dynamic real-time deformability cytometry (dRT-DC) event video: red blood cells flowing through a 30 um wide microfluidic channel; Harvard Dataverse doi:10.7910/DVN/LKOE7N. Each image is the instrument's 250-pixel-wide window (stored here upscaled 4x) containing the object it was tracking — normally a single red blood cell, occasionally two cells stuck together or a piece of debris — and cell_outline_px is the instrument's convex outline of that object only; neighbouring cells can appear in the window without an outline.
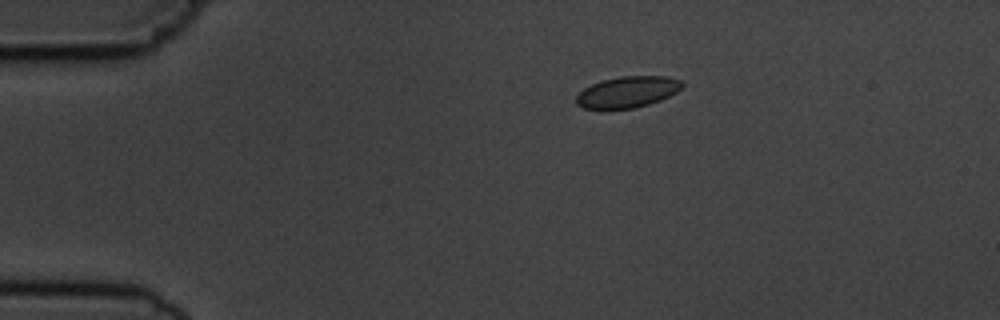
{"species": "common noctule bat (a hibernating species)", "species_latin": "Nyctalus noctula", "temperature_condition": "cold", "stored_images_in_passage": 7, "camera_frame_rate_fps": 3000, "um_per_image_px": 0.085, "animal": {"sex": "male", "body_mass_g": 19.5, "forearm_length_mm": 54.6}, "frame": {"image": 1, "passage_image": 1, "time_ms": 0.0, "image_size_px": [1000, 320], "cell_outline_px": [[684, 84], [676, 92], [660, 100], [636, 108], [584, 108], [576, 104], [576, 96], [584, 88], [592, 84], [604, 80], [620, 76], [668, 76], [680, 80]], "centroid_in_image_um": [53.35, 7.81], "position_along_channel_um": 31.7, "area_um2": 19.02}}
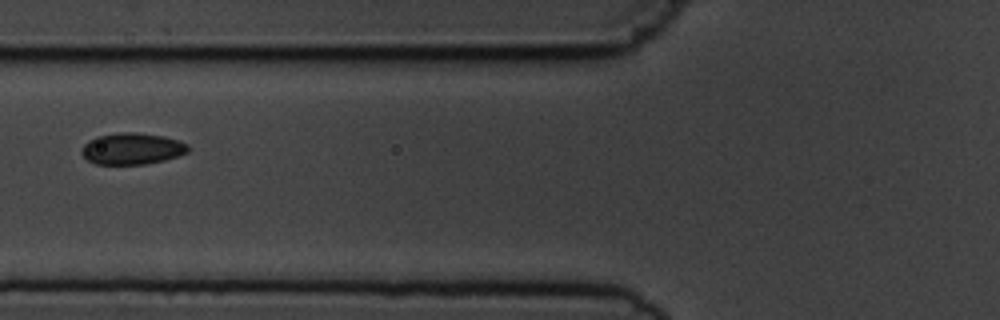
{"frame": {"image": 2, "passage_image": 4, "time_ms": 3.667, "image_size_px": [1000, 320], "cell_outline_px": [[188, 152], [164, 160], [144, 164], [96, 164], [88, 160], [80, 152], [80, 148], [88, 140], [96, 136], [120, 132], [136, 132], [164, 136], [180, 140], [188, 144]], "centroid_in_image_um": [11.2, 12.62], "position_along_channel_um": 114.6, "area_um2": 19.65}}
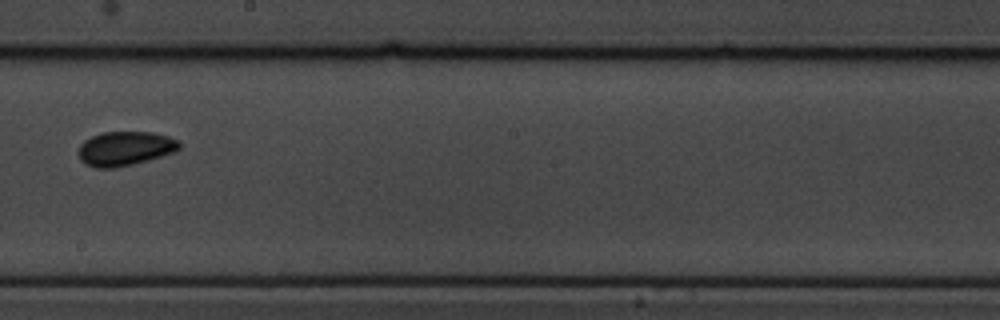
{"frame": {"image": 3, "passage_image": 7, "time_ms": 7.0, "image_size_px": [1000, 320], "cell_outline_px": [[180, 148], [176, 152], [148, 160], [132, 164], [112, 168], [96, 168], [84, 164], [80, 160], [80, 144], [84, 140], [92, 136], [104, 132], [152, 132], [168, 136], [180, 140]], "centroid_in_image_um": [10.66, 12.62], "position_along_channel_um": 237.5, "area_um2": 20.17}}